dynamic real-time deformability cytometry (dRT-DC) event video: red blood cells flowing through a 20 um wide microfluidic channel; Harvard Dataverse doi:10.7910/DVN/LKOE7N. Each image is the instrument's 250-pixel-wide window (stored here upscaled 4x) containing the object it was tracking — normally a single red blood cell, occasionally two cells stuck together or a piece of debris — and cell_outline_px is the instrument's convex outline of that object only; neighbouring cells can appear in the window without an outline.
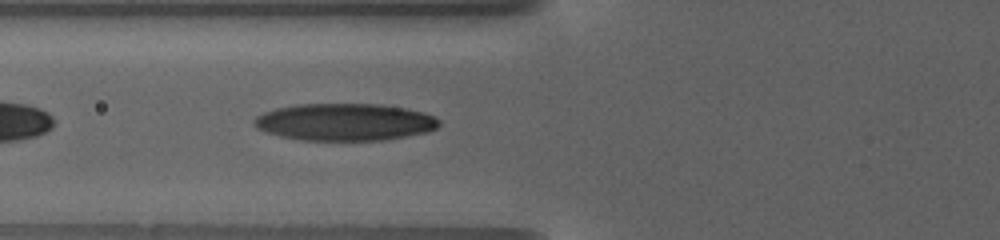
{"species": "human", "species_latin": "Homo sapiens", "temperature_condition": "warm", "stored_images_in_passage": 24, "camera_frame_rate_fps": 3000, "um_per_image_px": 0.085, "donor": {"sex": "female"}, "frame": {"image": 1, "passage_image": 17, "time_ms": 8.667, "image_size_px": [1000, 240], "cell_outline_px": [[440, 124], [436, 128], [428, 132], [384, 140], [300, 140], [280, 136], [256, 128], [252, 124], [252, 120], [256, 116], [264, 112], [276, 108], [296, 104], [376, 104], [404, 108], [424, 112], [440, 120]], "centroid_in_image_um": [29.28, 10.37], "position_along_channel_um": 96.5, "area_um2": 40.11}}
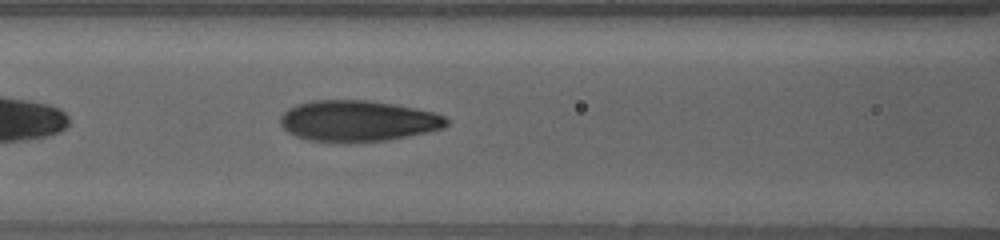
{"frame": {"image": 2, "passage_image": 21, "time_ms": 10.0, "image_size_px": [1000, 240], "cell_outline_px": [[448, 124], [444, 128], [428, 132], [388, 140], [308, 140], [296, 136], [288, 132], [280, 124], [280, 116], [288, 108], [296, 104], [312, 100], [368, 100], [392, 104], [432, 112], [444, 116], [448, 120]], "centroid_in_image_um": [30.4, 10.25], "position_along_channel_um": 136.2, "area_um2": 38.96}}